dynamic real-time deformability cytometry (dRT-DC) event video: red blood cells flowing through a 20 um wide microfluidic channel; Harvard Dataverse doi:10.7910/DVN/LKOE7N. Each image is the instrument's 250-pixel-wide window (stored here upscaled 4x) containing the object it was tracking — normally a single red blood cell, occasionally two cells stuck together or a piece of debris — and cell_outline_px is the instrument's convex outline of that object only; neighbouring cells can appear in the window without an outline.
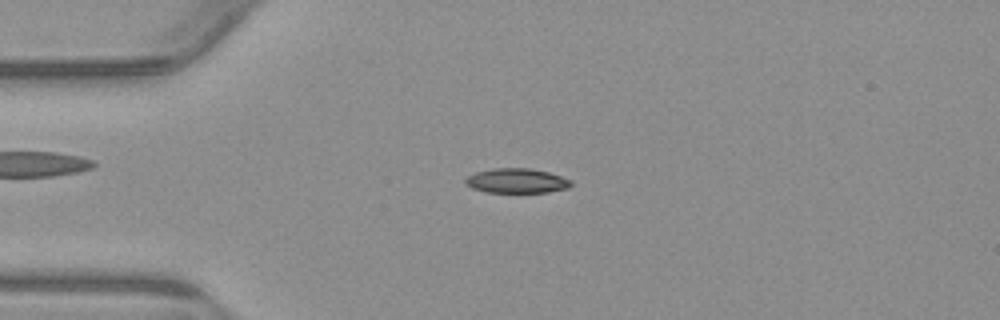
{"species": "common noctule bat (a hibernating species)", "species_latin": "Nyctalus noctula", "temperature_condition": "warm", "stored_images_in_passage": 45, "camera_frame_rate_fps": 3000, "um_per_image_px": 0.085, "animal": {"sex": "male", "body_mass_g": 23.1, "forearm_length_mm": 52.7}, "frame": {"image": 1, "passage_image": 5, "time_ms": 1.333, "image_size_px": [1000, 320], "cell_outline_px": [[572, 184], [568, 188], [548, 192], [484, 192], [472, 188], [464, 184], [464, 180], [468, 176], [476, 172], [492, 168], [528, 168], [548, 172], [572, 180]], "centroid_in_image_um": [43.89, 15.37], "position_along_channel_um": 41.1, "area_um2": 15.2}}
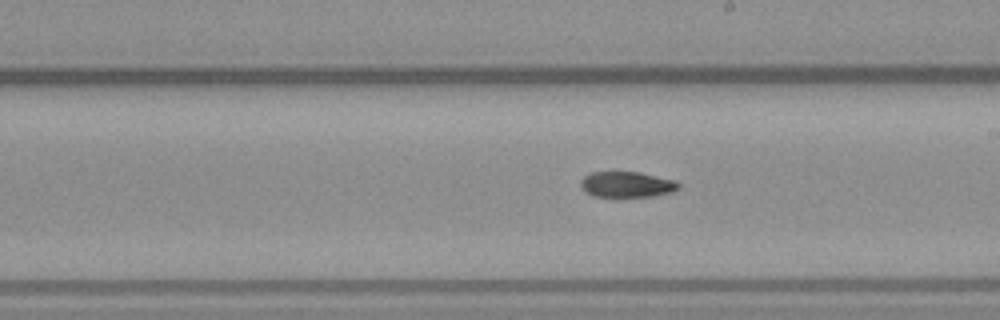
{"frame": {"image": 2, "passage_image": 22, "time_ms": 7.0, "image_size_px": [1000, 320], "cell_outline_px": [[680, 188], [672, 192], [652, 196], [592, 196], [580, 184], [580, 180], [584, 176], [592, 172], [640, 172], [676, 180], [680, 184]], "centroid_in_image_um": [53.33, 15.66], "position_along_channel_um": 235.7, "area_um2": 14.57}}
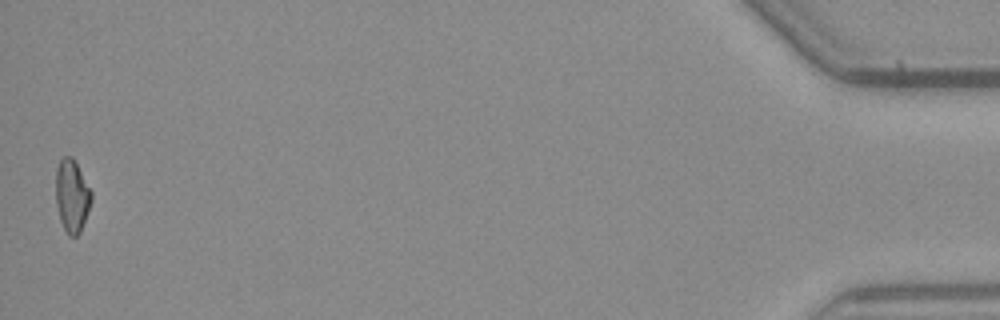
{"frame": {"image": 3, "passage_image": 45, "time_ms": 14.667, "image_size_px": [1000, 320], "cell_outline_px": [[92, 200], [80, 232], [76, 236], [68, 236], [60, 220], [56, 204], [56, 168], [60, 160], [64, 156], [72, 156], [92, 192]], "centroid_in_image_um": [6.11, 16.65], "position_along_channel_um": 429.1, "area_um2": 14.97}}